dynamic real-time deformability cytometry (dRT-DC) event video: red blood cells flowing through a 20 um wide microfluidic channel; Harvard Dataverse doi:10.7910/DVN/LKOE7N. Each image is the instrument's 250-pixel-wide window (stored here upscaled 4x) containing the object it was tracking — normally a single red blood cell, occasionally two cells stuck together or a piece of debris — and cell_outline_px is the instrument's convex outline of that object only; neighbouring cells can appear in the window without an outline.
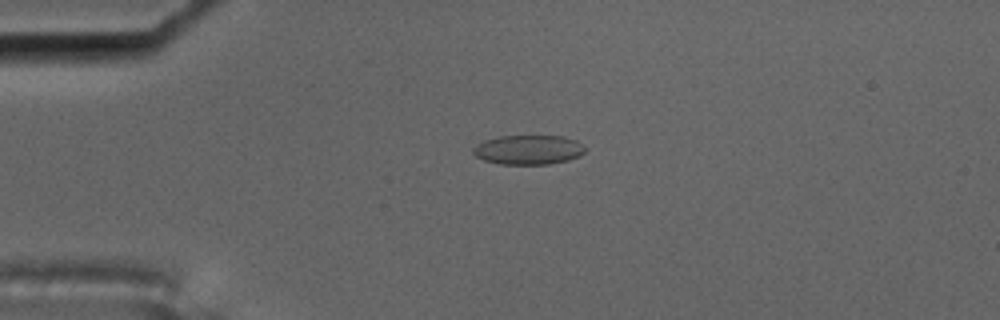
{"species": "common noctule bat (a hibernating species)", "species_latin": "Nyctalus noctula", "temperature_condition": "cold", "stored_images_in_passage": 2, "camera_frame_rate_fps": 3000, "um_per_image_px": 0.085, "animal": {"sex": "male", "body_mass_g": 17.5, "forearm_length_mm": 52.3}, "frame": {"image": 1, "passage_image": 1, "time_ms": 0.0, "image_size_px": [1000, 320], "cell_outline_px": [[584, 152], [580, 156], [568, 160], [548, 164], [500, 164], [484, 160], [476, 156], [472, 152], [472, 148], [476, 144], [484, 140], [500, 136], [564, 136], [576, 140], [584, 148]], "centroid_in_image_um": [44.89, 12.73], "position_along_channel_um": 40.1, "area_um2": 19.19}}